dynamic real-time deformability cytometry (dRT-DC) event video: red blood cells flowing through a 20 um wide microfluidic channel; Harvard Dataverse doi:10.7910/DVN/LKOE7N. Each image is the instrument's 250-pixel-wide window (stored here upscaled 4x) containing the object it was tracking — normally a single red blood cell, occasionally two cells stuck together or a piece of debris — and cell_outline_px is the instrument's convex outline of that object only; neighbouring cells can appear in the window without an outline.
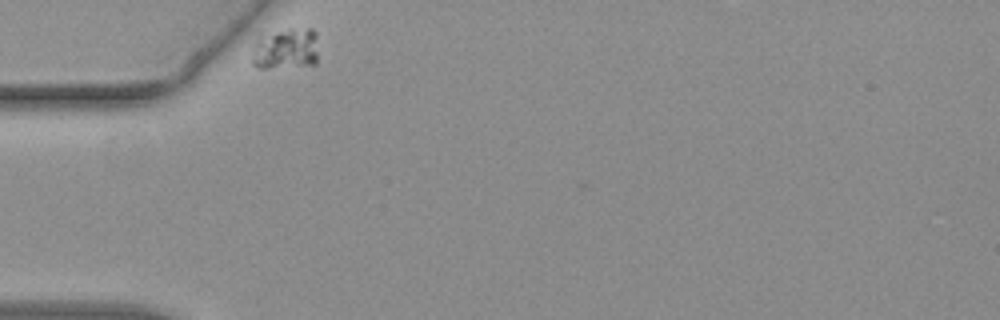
{"species": "common noctule bat (a hibernating species)", "species_latin": "Nyctalus noctula", "temperature_condition": "warm", "stored_images_in_passage": 42, "camera_frame_rate_fps": 3000, "um_per_image_px": 0.085, "animal": {"sex": "female", "body_mass_g": 19.3, "forearm_length_mm": 54.1}, "frame": {"image": 1, "passage_image": 1, "time_ms": 0.0, "image_size_px": [1000, 320], "cell_outline_px": [[316, 64], [268, 68], [256, 68], [252, 64], [252, 48], [256, 36], [288, 28], [312, 28], [316, 32]], "centroid_in_image_um": [24.23, 4.12], "position_along_channel_um": 60.8, "area_um2": 16.36}}
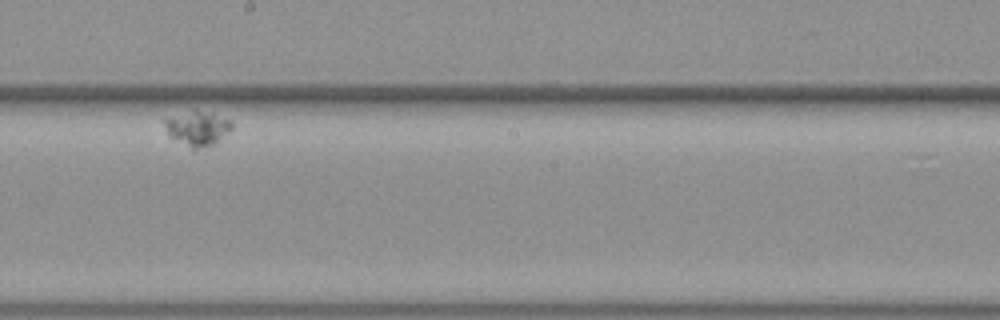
{"frame": {"image": 2, "passage_image": 24, "time_ms": 7.667, "image_size_px": [1000, 320], "cell_outline_px": [[232, 128], [228, 132], [212, 144], [192, 152], [168, 136], [164, 124], [164, 120], [192, 108], [196, 108], [212, 112], [228, 120], [232, 124]], "centroid_in_image_um": [16.72, 10.91], "position_along_channel_um": 231.5, "area_um2": 13.99}}
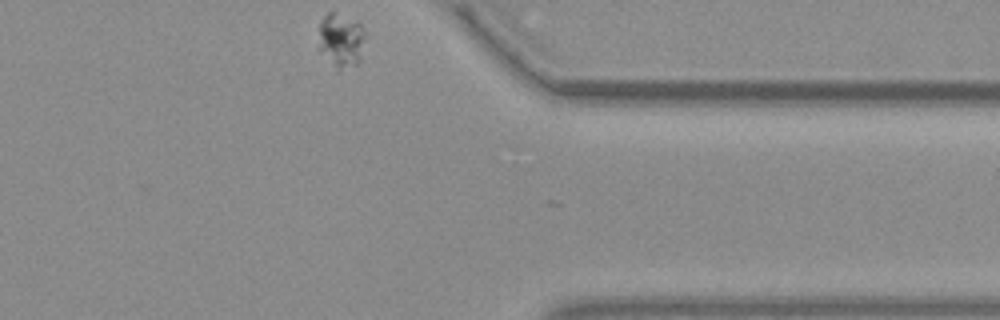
{"frame": {"image": 3, "passage_image": 42, "time_ms": 13.667, "image_size_px": [1000, 320], "cell_outline_px": [[368, 36], [360, 60], [356, 64], [336, 72], [320, 48], [320, 20], [328, 12], [332, 12], [360, 24]], "centroid_in_image_um": [29.04, 3.47], "position_along_channel_um": 382.4, "area_um2": 14.68}}